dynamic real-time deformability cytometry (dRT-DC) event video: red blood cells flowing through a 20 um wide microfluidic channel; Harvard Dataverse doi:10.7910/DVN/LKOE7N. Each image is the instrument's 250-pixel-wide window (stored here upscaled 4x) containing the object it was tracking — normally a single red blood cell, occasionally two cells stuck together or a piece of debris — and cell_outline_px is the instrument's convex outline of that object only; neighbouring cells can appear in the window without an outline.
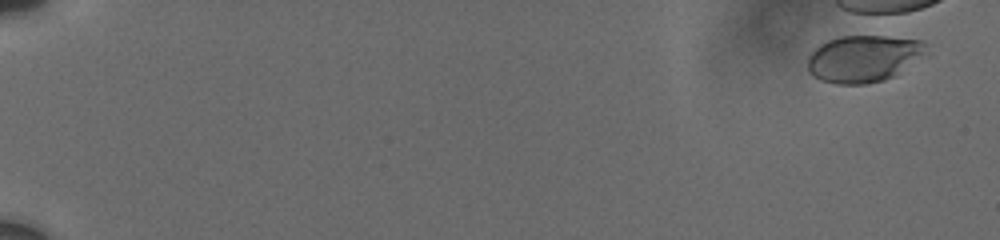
{"species": "human", "species_latin": "Homo sapiens", "temperature_condition": "cold", "stored_images_in_passage": 4, "camera_frame_rate_fps": 3000, "um_per_image_px": 0.085, "donor": {"sex": "male"}, "frame": {"image": 1, "passage_image": 3, "time_ms": 1.0, "image_size_px": [1000, 240], "cell_outline_px": [[924, 52], [896, 76], [884, 80], [868, 84], [836, 84], [820, 80], [812, 76], [808, 72], [808, 56], [820, 44], [828, 40], [840, 36], [888, 36], [924, 40]], "centroid_in_image_um": [73.34, 4.99], "position_along_channel_um": 11.7, "area_um2": 32.31}}